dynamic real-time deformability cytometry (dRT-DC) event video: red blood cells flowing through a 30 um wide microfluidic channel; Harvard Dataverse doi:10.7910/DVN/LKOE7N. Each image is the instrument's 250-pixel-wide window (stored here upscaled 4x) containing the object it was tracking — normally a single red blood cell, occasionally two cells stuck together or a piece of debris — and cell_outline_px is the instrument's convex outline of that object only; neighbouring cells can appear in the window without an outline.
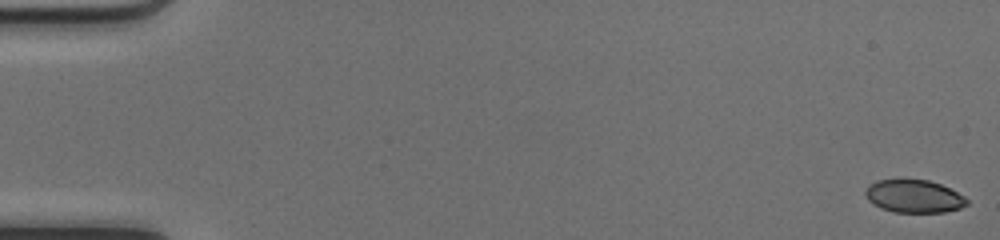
{"species": "common noctule bat (a hibernating species)", "species_latin": "Nyctalus noctula", "temperature_condition": "cold", "stored_images_in_passage": 50, "camera_frame_rate_fps": 3000, "um_per_image_px": 0.085, "animal": {"sex": "female", "body_mass_g": 17.0, "forearm_length_mm": 48.0}, "frame": {"image": 1, "passage_image": 1, "time_ms": 0.0, "image_size_px": [1000, 240], "cell_outline_px": [[968, 204], [960, 208], [944, 212], [892, 212], [880, 208], [872, 204], [868, 200], [864, 192], [868, 184], [876, 180], [928, 180], [940, 184], [964, 196], [968, 200]], "centroid_in_image_um": [77.65, 16.69], "position_along_channel_um": 7.4, "area_um2": 19.42}}
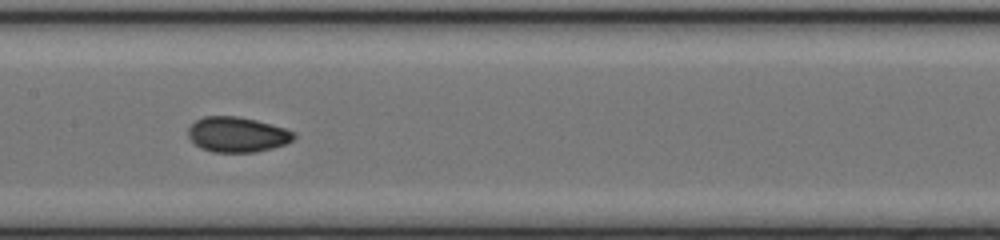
{"frame": {"image": 2, "passage_image": 26, "time_ms": 8.333, "image_size_px": [1000, 240], "cell_outline_px": [[296, 136], [292, 140], [284, 144], [272, 148], [256, 152], [212, 152], [200, 148], [188, 136], [188, 128], [196, 120], [204, 116], [236, 116], [256, 120], [284, 128], [296, 132]], "centroid_in_image_um": [20.16, 11.43], "position_along_channel_um": 187.2, "area_um2": 21.62}}
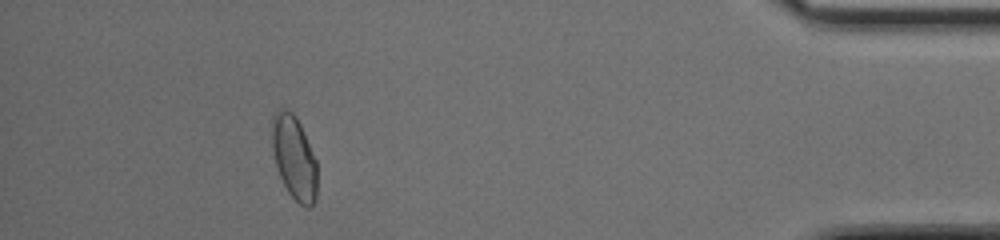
{"frame": {"image": 3, "passage_image": 46, "time_ms": 15.0, "image_size_px": [1000, 240], "cell_outline_px": [[316, 200], [308, 208], [300, 204], [288, 192], [276, 168], [272, 148], [272, 116], [280, 108], [288, 108], [296, 116], [300, 124], [316, 160]], "centroid_in_image_um": [24.98, 13.37], "position_along_channel_um": 410.2, "area_um2": 21.96}, "authors_computed_cell_mechanics": {"area_um2": 21.1548, "velocity_mm_per_s": 4.1848, "shape_relaxation_time_tau1_ms": 7.5769, "shape_relaxation_time_tau2_ms": 1.5221, "deformation_change_tau1": 0.1476, "deformation_change_tau2": 0.0462}}